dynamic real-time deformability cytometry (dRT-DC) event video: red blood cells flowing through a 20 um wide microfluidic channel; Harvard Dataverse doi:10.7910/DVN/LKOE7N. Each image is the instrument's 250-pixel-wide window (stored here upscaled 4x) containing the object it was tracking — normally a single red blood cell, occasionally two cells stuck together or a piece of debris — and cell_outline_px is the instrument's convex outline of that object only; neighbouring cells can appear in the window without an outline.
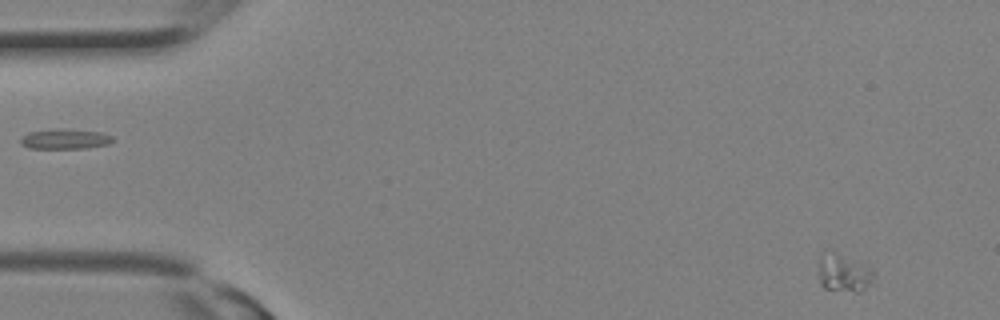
{"species": "Egyptian fruit bat (a non-hibernating species)", "species_latin": "Rousettus aegyptiacus", "temperature_condition": "room temperature", "stored_images_in_passage": 8, "camera_frame_rate_fps": 3000, "um_per_image_px": 0.085, "animal": {"sex": "female"}, "frame": {"image": 1, "passage_image": 1, "time_ms": 0.0, "image_size_px": [1000, 320], "cell_outline_px": [[876, 276], [872, 284], [860, 292], [856, 292], [824, 288], [820, 284], [820, 256], [836, 256], [864, 264], [872, 268]], "centroid_in_image_um": [71.82, 23.33], "position_along_channel_um": 13.2, "area_um2": 11.39}}